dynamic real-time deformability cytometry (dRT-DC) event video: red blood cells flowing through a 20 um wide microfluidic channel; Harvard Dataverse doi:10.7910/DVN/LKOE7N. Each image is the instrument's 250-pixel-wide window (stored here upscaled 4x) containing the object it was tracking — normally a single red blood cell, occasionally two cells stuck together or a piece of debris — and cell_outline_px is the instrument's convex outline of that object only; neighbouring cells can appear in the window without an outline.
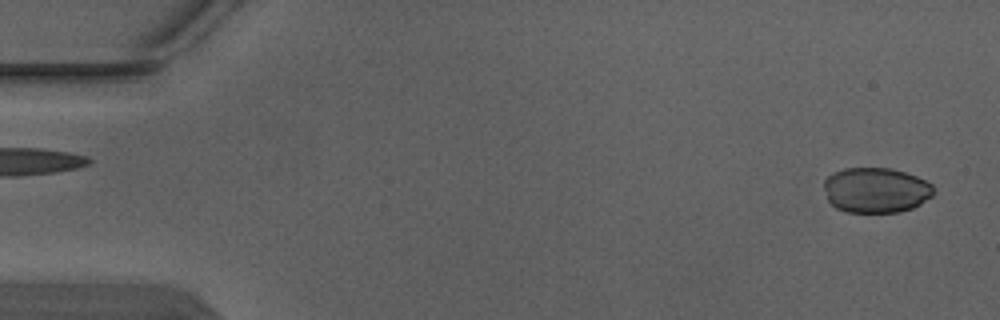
{"species": "Egyptian fruit bat (a non-hibernating species)", "species_latin": "Rousettus aegyptiacus", "temperature_condition": "warm", "stored_images_in_passage": 3, "segment_of_instrument_passage": [2, 2], "camera_frame_rate_fps": 3000, "um_per_image_px": 0.085, "animal": {"sex": "male"}, "frame": {"image": 1, "passage_image": 3, "time_ms": 0.667, "image_size_px": [1000, 320], "cell_outline_px": [[936, 192], [932, 196], [920, 204], [912, 208], [900, 212], [848, 212], [836, 208], [828, 200], [824, 188], [824, 180], [832, 172], [844, 168], [892, 168], [916, 176], [932, 184]], "centroid_in_image_um": [74.46, 16.16], "position_along_channel_um": 10.5, "area_um2": 29.07}}